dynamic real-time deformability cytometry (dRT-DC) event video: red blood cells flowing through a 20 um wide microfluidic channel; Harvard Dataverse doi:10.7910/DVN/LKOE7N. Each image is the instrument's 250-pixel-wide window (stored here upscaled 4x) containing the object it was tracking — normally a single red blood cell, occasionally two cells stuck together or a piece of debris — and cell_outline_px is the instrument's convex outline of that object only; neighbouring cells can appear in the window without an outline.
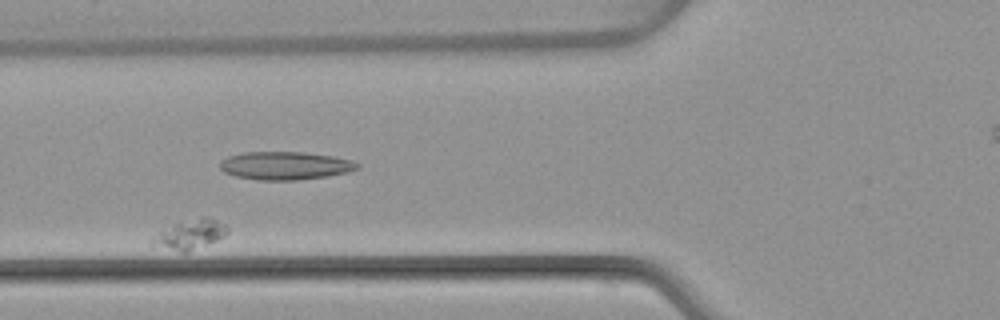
{"species": "common noctule bat (a hibernating species)", "species_latin": "Nyctalus noctula", "temperature_condition": "warm", "stored_images_in_passage": 8, "segment_of_instrument_passage": [1, 2], "camera_frame_rate_fps": 3000, "um_per_image_px": 0.085, "animal": {"sex": "female", "body_mass_g": 22.7, "forearm_length_mm": 54.2}, "frame": {"image": 1, "passage_image": 5, "time_ms": 5.667, "image_size_px": [1000, 320], "cell_outline_px": [[228, 232], [224, 236], [216, 240], [188, 252], [180, 252], [148, 244], [156, 232], [172, 224], [208, 216], [212, 216], [224, 224], [228, 228]], "centroid_in_image_um": [16.12, 19.92], "position_along_channel_um": 109.7, "area_um2": 13.01}}
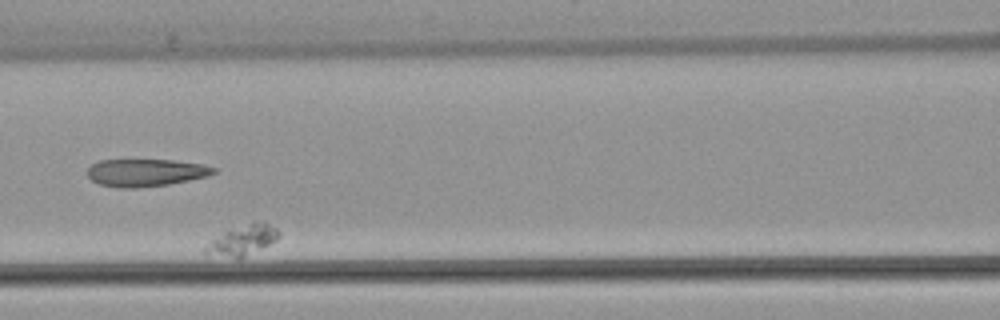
{"frame": {"image": 2, "passage_image": 6, "time_ms": 7.0, "image_size_px": [1000, 320], "cell_outline_px": [[280, 236], [276, 240], [240, 260], [204, 256], [204, 248], [212, 240], [224, 232], [252, 220], [264, 220], [276, 228], [280, 232]], "centroid_in_image_um": [20.6, 20.44], "position_along_channel_um": 146.0, "area_um2": 13.58}}